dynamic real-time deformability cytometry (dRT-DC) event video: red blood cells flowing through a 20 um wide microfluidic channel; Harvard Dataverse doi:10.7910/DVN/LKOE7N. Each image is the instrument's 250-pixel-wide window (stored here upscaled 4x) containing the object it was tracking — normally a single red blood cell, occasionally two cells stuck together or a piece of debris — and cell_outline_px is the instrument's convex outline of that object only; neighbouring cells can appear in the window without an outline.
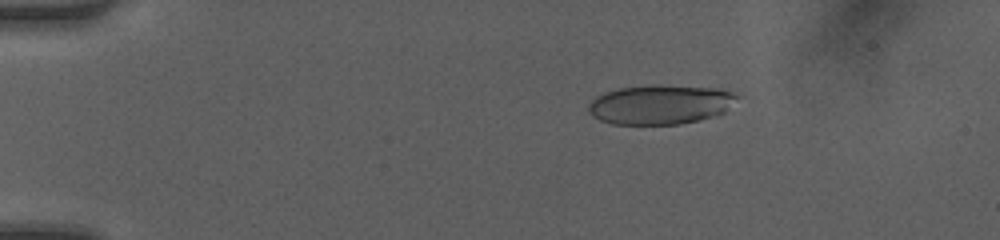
{"species": "human", "species_latin": "Homo sapiens", "temperature_condition": "room temperature", "stored_images_in_passage": 12, "camera_frame_rate_fps": 3000, "um_per_image_px": 0.085, "donor": {"sex": "female"}, "frame": {"image": 1, "passage_image": 3, "time_ms": 0.667, "image_size_px": [1000, 240], "cell_outline_px": [[736, 96], [724, 112], [696, 120], [680, 124], [612, 124], [600, 120], [592, 116], [588, 112], [588, 104], [596, 96], [604, 92], [620, 88], [656, 84], [660, 84], [720, 88], [732, 92]], "centroid_in_image_um": [56.05, 8.87], "position_along_channel_um": 29.0, "area_um2": 33.99}}